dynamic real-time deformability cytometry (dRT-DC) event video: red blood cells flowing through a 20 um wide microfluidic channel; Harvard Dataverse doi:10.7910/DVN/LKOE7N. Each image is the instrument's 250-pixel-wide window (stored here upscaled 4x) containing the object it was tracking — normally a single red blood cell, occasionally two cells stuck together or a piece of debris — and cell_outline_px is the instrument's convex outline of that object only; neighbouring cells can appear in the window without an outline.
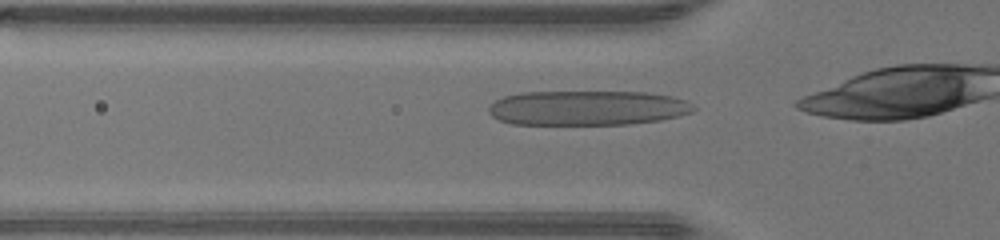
{"species": "human", "species_latin": "Homo sapiens", "temperature_condition": "warm", "stored_images_in_passage": 32, "camera_frame_rate_fps": 3000, "um_per_image_px": 0.085, "donor": {"sex": "male"}, "frame": {"image": 1, "passage_image": 11, "time_ms": 3.333, "image_size_px": [1000, 240], "cell_outline_px": [[696, 108], [692, 112], [660, 120], [628, 124], [512, 124], [500, 120], [492, 116], [488, 112], [488, 108], [496, 100], [504, 96], [520, 92], [644, 92], [672, 96], [684, 100], [692, 104]], "centroid_in_image_um": [49.91, 9.17], "position_along_channel_um": 75.9, "area_um2": 41.38}}
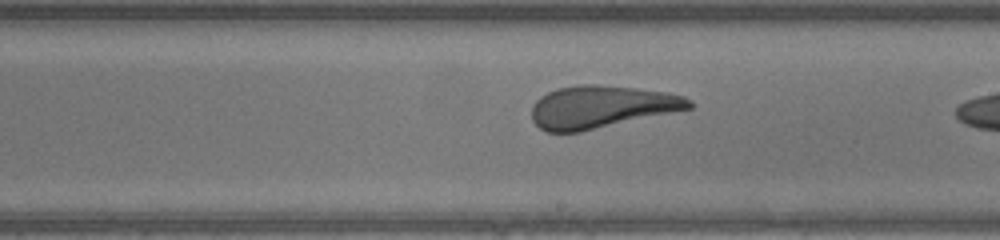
{"frame": {"image": 2, "passage_image": 22, "time_ms": 7.0, "image_size_px": [1000, 240], "cell_outline_px": [[692, 108], [580, 132], [548, 132], [540, 128], [532, 120], [532, 104], [540, 96], [556, 88], [580, 84], [596, 84], [636, 88], [668, 92], [684, 96], [692, 100]], "centroid_in_image_um": [51.1, 9.07], "position_along_channel_um": 237.9, "area_um2": 39.07}}
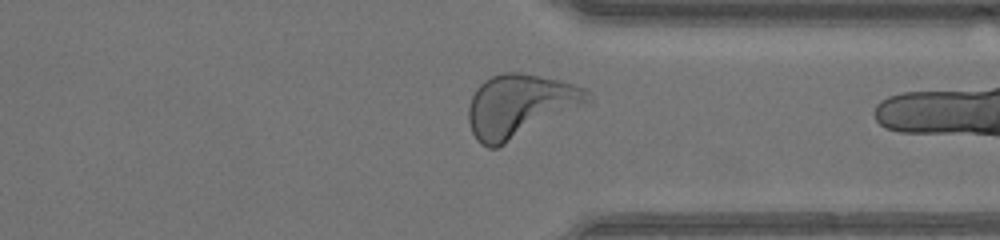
{"frame": {"image": 3, "passage_image": 31, "time_ms": 10.0, "image_size_px": [1000, 240], "cell_outline_px": [[592, 100], [588, 104], [496, 148], [488, 148], [480, 144], [476, 140], [472, 132], [468, 120], [468, 108], [472, 96], [476, 88], [484, 80], [492, 76], [504, 72], [520, 72], [560, 80], [588, 88], [592, 92]], "centroid_in_image_um": [44.22, 8.98], "position_along_channel_um": 367.2, "area_um2": 44.1}}